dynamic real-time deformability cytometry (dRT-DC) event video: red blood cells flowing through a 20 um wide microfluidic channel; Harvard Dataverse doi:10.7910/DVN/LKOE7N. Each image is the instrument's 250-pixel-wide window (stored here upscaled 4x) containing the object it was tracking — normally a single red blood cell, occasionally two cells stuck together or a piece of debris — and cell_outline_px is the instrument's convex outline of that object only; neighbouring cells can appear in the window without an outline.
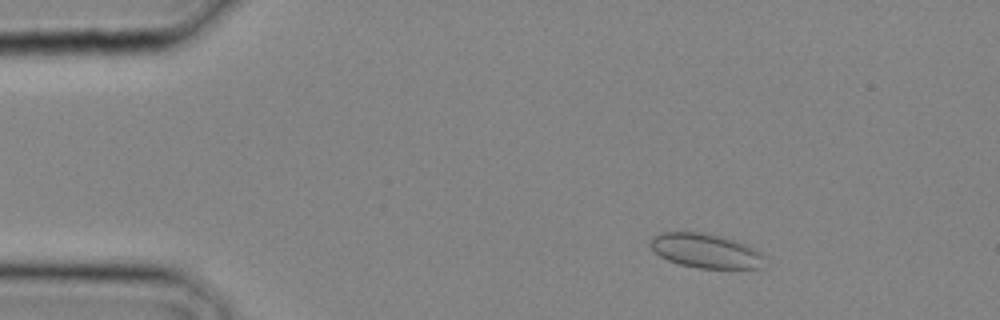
{"species": "common noctule bat (a hibernating species)", "species_latin": "Nyctalus noctula", "temperature_condition": "cold", "stored_images_in_passage": 18, "camera_frame_rate_fps": 3000, "um_per_image_px": 0.085, "animal": {"sex": "male", "body_mass_g": 20.4}, "frame": {"image": 1, "passage_image": 4, "time_ms": 1.0, "image_size_px": [1000, 320], "cell_outline_px": [[764, 256], [760, 268], [700, 268], [680, 264], [668, 260], [660, 256], [648, 244], [652, 236], [660, 232], [700, 232], [720, 236], [756, 248]], "centroid_in_image_um": [59.94, 21.31], "position_along_channel_um": 25.1, "area_um2": 22.66}}
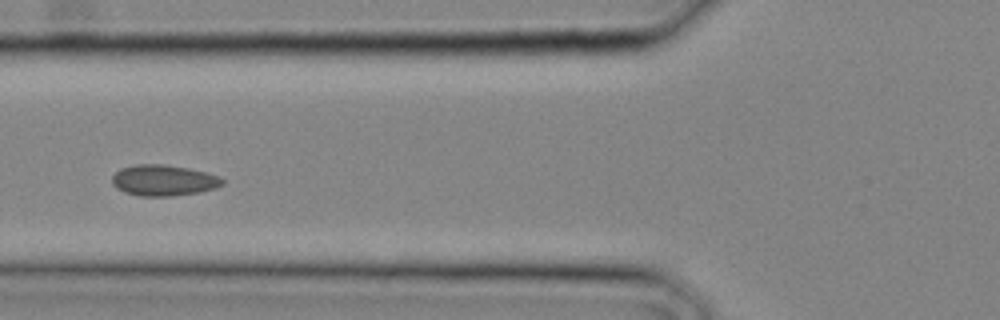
{"frame": {"image": 2, "passage_image": 11, "time_ms": 3.333, "image_size_px": [1000, 320], "cell_outline_px": [[224, 184], [216, 188], [200, 192], [172, 196], [140, 196], [124, 192], [116, 188], [112, 184], [112, 176], [120, 168], [136, 164], [164, 164], [188, 168], [204, 172], [216, 176], [224, 180]], "centroid_in_image_um": [13.87, 15.33], "position_along_channel_um": 111.9, "area_um2": 19.94}}
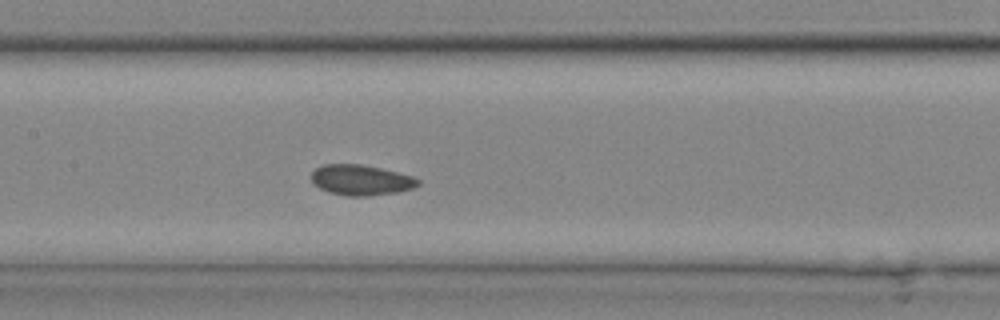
{"frame": {"image": 3, "passage_image": 14, "time_ms": 4.333, "image_size_px": [1000, 320], "cell_outline_px": [[420, 184], [412, 188], [396, 192], [368, 196], [348, 196], [328, 192], [312, 184], [312, 172], [316, 168], [324, 164], [360, 164], [380, 168], [412, 176], [420, 180]], "centroid_in_image_um": [30.66, 15.3], "position_along_channel_um": 176.7, "area_um2": 18.84}}